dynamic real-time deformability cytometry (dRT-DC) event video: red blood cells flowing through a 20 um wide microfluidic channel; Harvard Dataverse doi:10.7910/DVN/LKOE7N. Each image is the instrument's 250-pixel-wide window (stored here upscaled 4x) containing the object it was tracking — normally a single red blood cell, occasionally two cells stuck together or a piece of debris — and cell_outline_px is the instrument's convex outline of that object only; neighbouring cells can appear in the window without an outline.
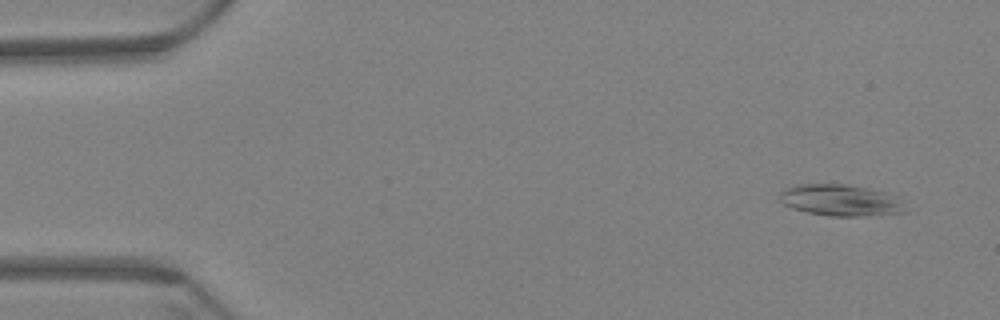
{"species": "Egyptian fruit bat (a non-hibernating species)", "species_latin": "Rousettus aegyptiacus", "temperature_condition": "warm", "stored_images_in_passage": 61, "camera_frame_rate_fps": 3000, "um_per_image_px": 0.085, "animal": {"sex": "female"}, "frame": {"image": 1, "passage_image": 5, "time_ms": 1.333, "image_size_px": [1000, 320], "cell_outline_px": [[908, 212], [856, 216], [832, 216], [808, 212], [792, 208], [784, 204], [780, 200], [780, 192], [784, 188], [796, 184], [848, 184], [868, 188], [884, 192], [900, 204]], "centroid_in_image_um": [71.34, 17.01], "position_along_channel_um": 13.7, "area_um2": 22.48}}
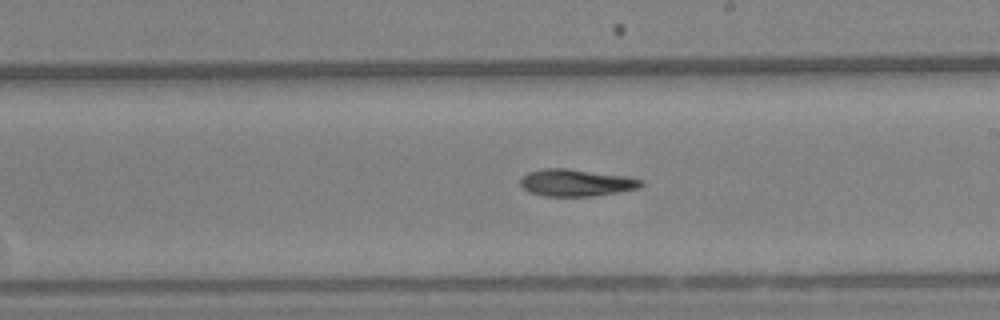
{"frame": {"image": 2, "passage_image": 36, "time_ms": 11.667, "image_size_px": [1000, 320], "cell_outline_px": [[644, 184], [636, 188], [616, 192], [592, 196], [544, 196], [528, 192], [520, 184], [520, 180], [528, 172], [544, 168], [568, 168], [624, 176], [644, 180]], "centroid_in_image_um": [48.93, 15.53], "position_along_channel_um": 240.1, "area_um2": 18.84}}
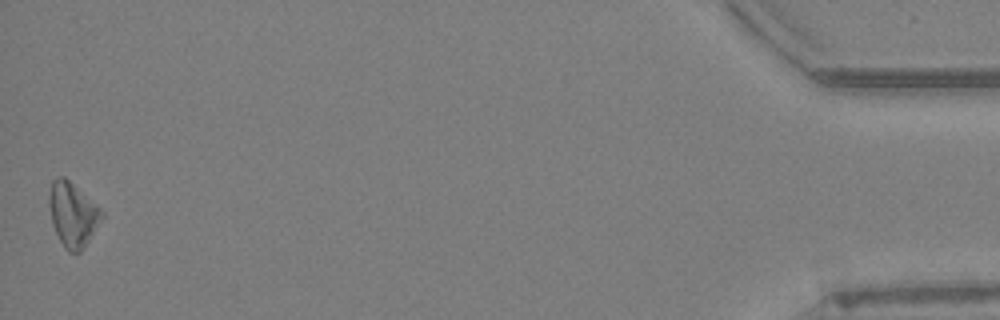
{"frame": {"image": 3, "passage_image": 61, "time_ms": 20.0, "image_size_px": [1000, 320], "cell_outline_px": [[104, 216], [80, 252], [68, 252], [64, 248], [52, 224], [48, 204], [48, 200], [52, 180], [60, 176], [64, 176], [100, 208], [104, 212]], "centroid_in_image_um": [6.16, 18.22], "position_along_channel_um": 429.0, "area_um2": 19.42}, "authors_computed_cell_mechanics": {"area_um2": 19.2474, "velocity_mm_per_s": 3.3835, "shape_relaxation_time_tau1_ms": 6.7087, "shape_relaxation_time_tau2_ms": null, "deformation_change_tau1": 0.1551, "deformation_change_tau2": null}}